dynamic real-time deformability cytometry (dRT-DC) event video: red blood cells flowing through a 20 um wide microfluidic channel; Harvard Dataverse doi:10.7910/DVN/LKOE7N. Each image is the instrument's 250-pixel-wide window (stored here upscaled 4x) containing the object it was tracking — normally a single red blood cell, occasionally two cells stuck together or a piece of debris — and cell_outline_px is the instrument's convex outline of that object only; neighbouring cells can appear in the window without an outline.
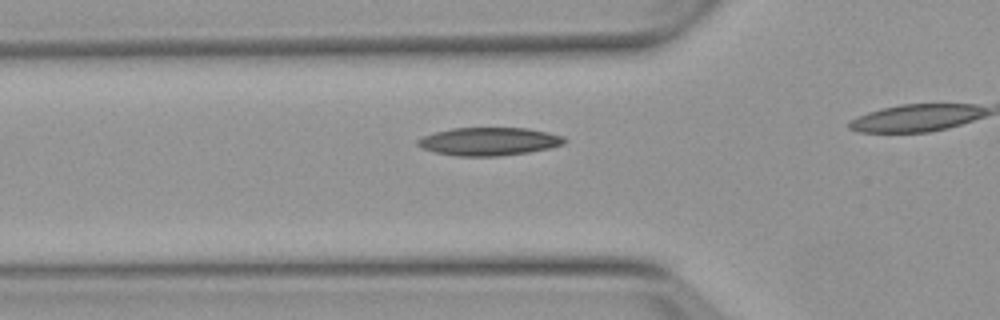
{"species": "Egyptian fruit bat (a non-hibernating species)", "species_latin": "Rousettus aegyptiacus", "temperature_condition": "warm", "stored_images_in_passage": 22, "camera_frame_rate_fps": 3000, "um_per_image_px": 0.085, "animal": {"sex": "female"}, "frame": {"image": 1, "passage_image": 7, "time_ms": 2.0, "image_size_px": [1000, 320], "cell_outline_px": [[568, 140], [564, 144], [548, 148], [528, 152], [500, 156], [456, 156], [436, 152], [420, 148], [416, 144], [416, 140], [424, 136], [436, 132], [452, 128], [528, 128], [548, 132], [564, 136]], "centroid_in_image_um": [41.57, 12.02], "position_along_channel_um": 84.2, "area_um2": 24.04}}
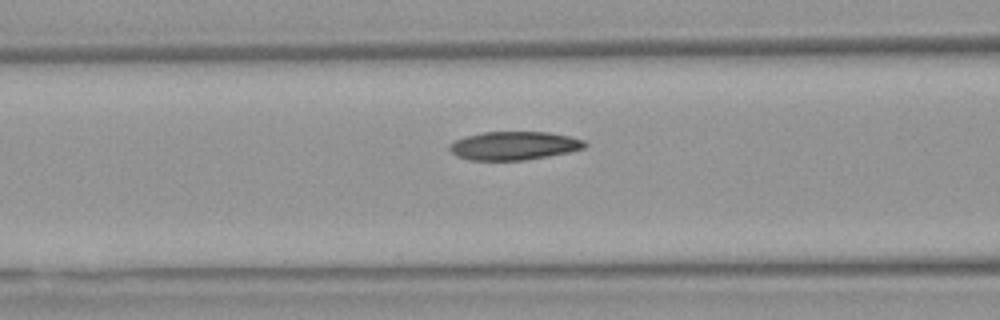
{"frame": {"image": 2, "passage_image": 10, "time_ms": 3.0, "image_size_px": [1000, 320], "cell_outline_px": [[588, 144], [584, 148], [568, 152], [548, 156], [524, 160], [468, 160], [456, 156], [448, 148], [448, 144], [464, 136], [484, 132], [548, 132], [568, 136], [584, 140]], "centroid_in_image_um": [43.66, 12.38], "position_along_channel_um": 122.9, "area_um2": 22.43}}
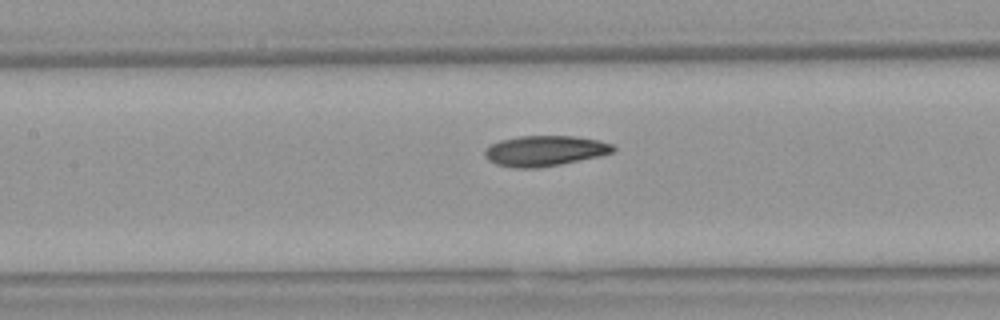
{"frame": {"image": 3, "passage_image": 13, "time_ms": 4.0, "image_size_px": [1000, 320], "cell_outline_px": [[616, 152], [600, 156], [560, 164], [536, 168], [512, 168], [496, 164], [488, 160], [484, 156], [484, 148], [500, 140], [520, 136], [576, 136], [600, 140], [612, 144], [616, 148]], "centroid_in_image_um": [46.32, 12.82], "position_along_channel_um": 161.1, "area_um2": 23.0}}